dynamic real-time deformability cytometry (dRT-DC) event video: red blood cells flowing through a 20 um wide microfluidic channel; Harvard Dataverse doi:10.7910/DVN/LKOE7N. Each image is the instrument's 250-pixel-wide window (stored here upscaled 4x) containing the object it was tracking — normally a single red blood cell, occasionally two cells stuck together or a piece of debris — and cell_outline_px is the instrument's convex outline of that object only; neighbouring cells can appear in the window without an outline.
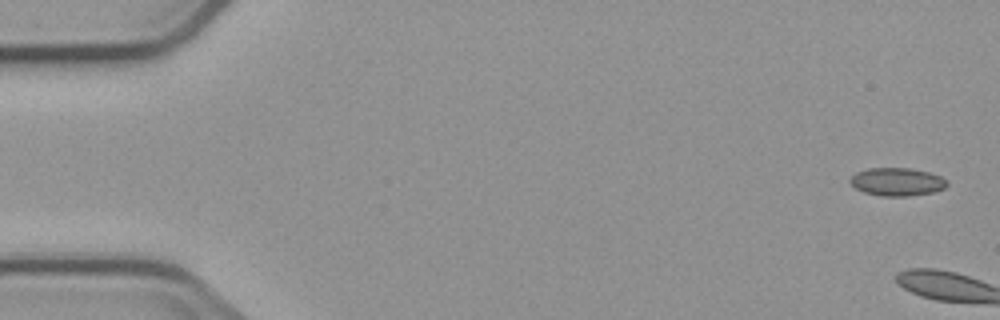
{"species": "common noctule bat (a hibernating species)", "species_latin": "Nyctalus noctula", "temperature_condition": "cold", "stored_images_in_passage": 10, "camera_frame_rate_fps": 3000, "um_per_image_px": 0.085, "animal": {"sex": "male", "body_mass_g": 23.1, "forearm_length_mm": 52.7}, "frame": {"image": 1, "passage_image": 1, "time_ms": 0.0, "image_size_px": [1000, 320], "cell_outline_px": [[948, 184], [944, 188], [932, 192], [908, 196], [880, 196], [864, 192], [856, 188], [848, 180], [856, 172], [868, 168], [908, 168], [928, 172], [940, 176], [948, 180]], "centroid_in_image_um": [76.24, 15.45], "position_along_channel_um": 8.8, "area_um2": 15.78}}